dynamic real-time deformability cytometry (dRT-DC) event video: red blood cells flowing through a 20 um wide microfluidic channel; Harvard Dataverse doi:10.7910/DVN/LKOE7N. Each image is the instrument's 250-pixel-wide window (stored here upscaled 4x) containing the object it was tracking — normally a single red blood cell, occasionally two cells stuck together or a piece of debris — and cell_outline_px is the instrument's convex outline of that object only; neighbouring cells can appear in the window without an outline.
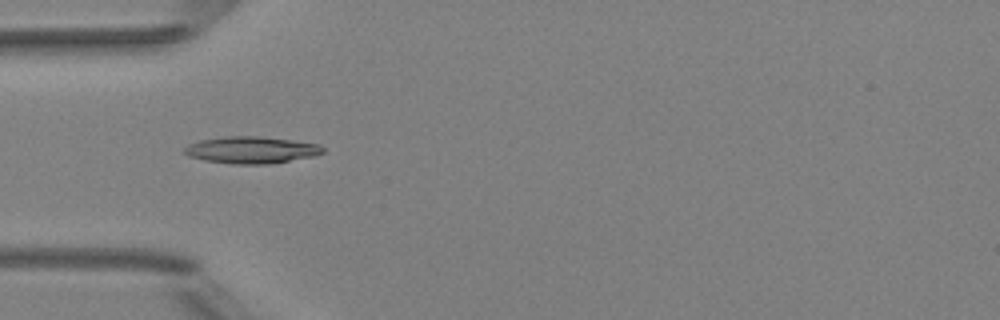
{"species": "Egyptian fruit bat (a non-hibernating species)", "species_latin": "Rousettus aegyptiacus", "temperature_condition": "room temperature", "stored_images_in_passage": 8, "camera_frame_rate_fps": 3000, "um_per_image_px": 0.085, "animal": {"sex": "female"}, "frame": {"image": 1, "passage_image": 5, "time_ms": 4.667, "image_size_px": [1000, 320], "cell_outline_px": [[324, 152], [312, 156], [268, 164], [236, 164], [204, 160], [188, 156], [184, 152], [184, 148], [188, 144], [200, 140], [224, 136], [260, 136], [320, 144], [324, 148]], "centroid_in_image_um": [21.34, 12.74], "position_along_channel_um": 63.7, "area_um2": 21.56}}
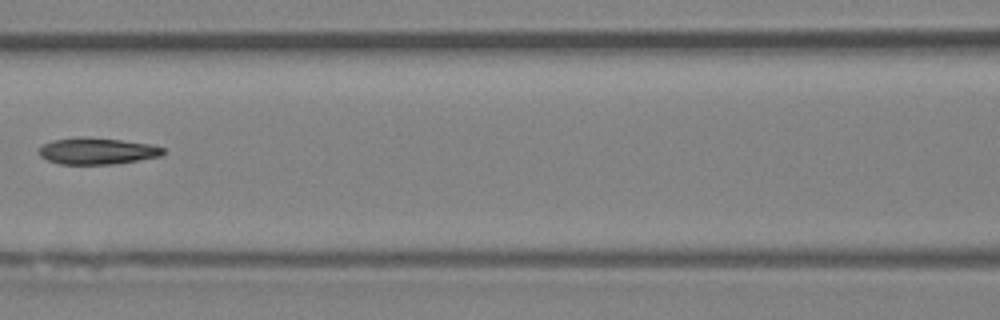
{"frame": {"image": 2, "passage_image": 7, "time_ms": 7.0, "image_size_px": [1000, 320], "cell_outline_px": [[164, 152], [160, 156], [112, 164], [60, 164], [48, 160], [40, 156], [36, 152], [44, 144], [52, 140], [80, 136], [84, 136], [120, 140], [152, 144], [164, 148]], "centroid_in_image_um": [8.21, 12.82], "position_along_channel_um": 158.4, "area_um2": 19.19}}
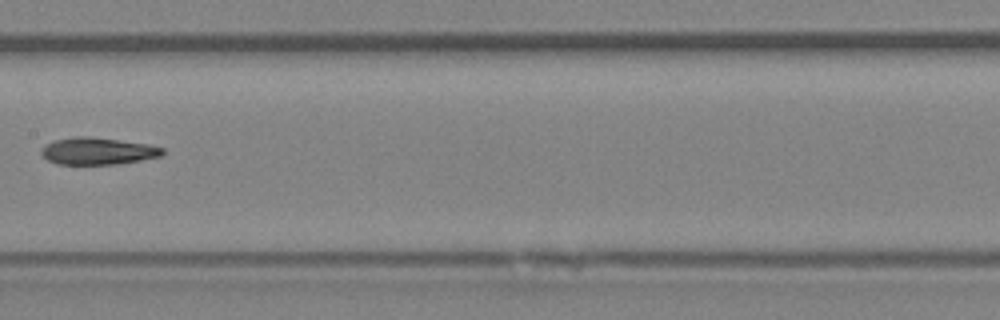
{"frame": {"image": 3, "passage_image": 8, "time_ms": 8.0, "image_size_px": [1000, 320], "cell_outline_px": [[164, 152], [160, 156], [140, 160], [116, 164], [56, 164], [48, 160], [40, 152], [52, 140], [76, 136], [88, 136], [148, 144], [164, 148]], "centroid_in_image_um": [8.3, 12.84], "position_along_channel_um": 199.1, "area_um2": 18.9}}